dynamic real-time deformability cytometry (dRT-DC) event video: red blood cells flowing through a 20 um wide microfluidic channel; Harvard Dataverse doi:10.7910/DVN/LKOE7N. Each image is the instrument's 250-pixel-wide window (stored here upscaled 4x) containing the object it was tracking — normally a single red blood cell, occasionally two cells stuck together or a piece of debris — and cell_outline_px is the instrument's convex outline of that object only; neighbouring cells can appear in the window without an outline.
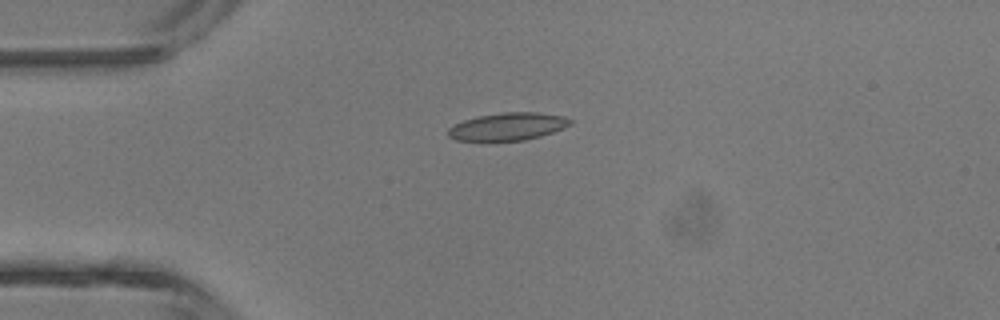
{"species": "common noctule bat (a hibernating species)", "species_latin": "Nyctalus noctula", "temperature_condition": "room temperature", "stored_images_in_passage": 4, "camera_frame_rate_fps": 3000, "um_per_image_px": 0.085, "animal": {"sex": "male", "body_mass_g": 13.3}, "frame": {"image": 1, "passage_image": 3, "time_ms": 3.333, "image_size_px": [1000, 320], "cell_outline_px": [[572, 124], [564, 128], [540, 136], [524, 140], [456, 140], [448, 136], [448, 128], [464, 120], [476, 116], [504, 112], [536, 112], [564, 116], [572, 120]], "centroid_in_image_um": [43.18, 10.74], "position_along_channel_um": 41.8, "area_um2": 19.48}}